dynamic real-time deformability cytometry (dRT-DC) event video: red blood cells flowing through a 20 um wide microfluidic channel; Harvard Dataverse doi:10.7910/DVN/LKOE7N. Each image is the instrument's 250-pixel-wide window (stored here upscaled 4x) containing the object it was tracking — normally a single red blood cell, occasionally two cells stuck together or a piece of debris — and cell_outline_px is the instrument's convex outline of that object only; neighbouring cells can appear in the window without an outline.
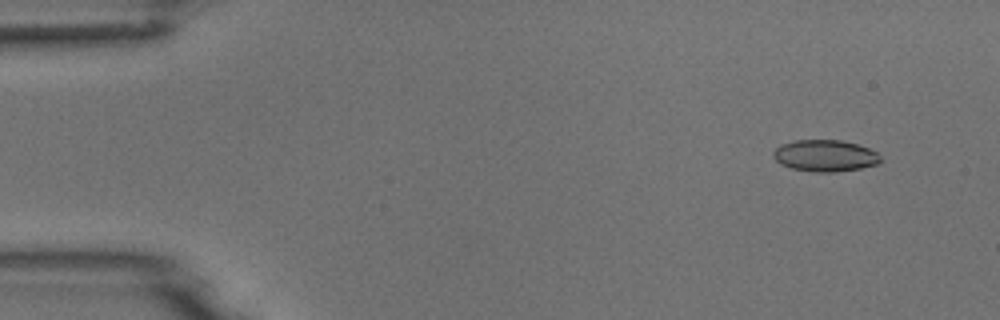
{"species": "common noctule bat (a hibernating species)", "species_latin": "Nyctalus noctula", "temperature_condition": "room temperature", "stored_images_in_passage": 5, "camera_frame_rate_fps": 3000, "um_per_image_px": 0.085, "animal": {"sex": "male", "body_mass_g": 18.8}, "frame": {"image": 1, "passage_image": 2, "time_ms": 1.0, "image_size_px": [1000, 320], "cell_outline_px": [[880, 160], [876, 164], [860, 168], [836, 172], [816, 172], [792, 168], [780, 164], [772, 156], [772, 152], [780, 144], [796, 140], [840, 140], [856, 144], [868, 148], [876, 152], [880, 156]], "centroid_in_image_um": [70.09, 13.23], "position_along_channel_um": 14.9, "area_um2": 19.65}}
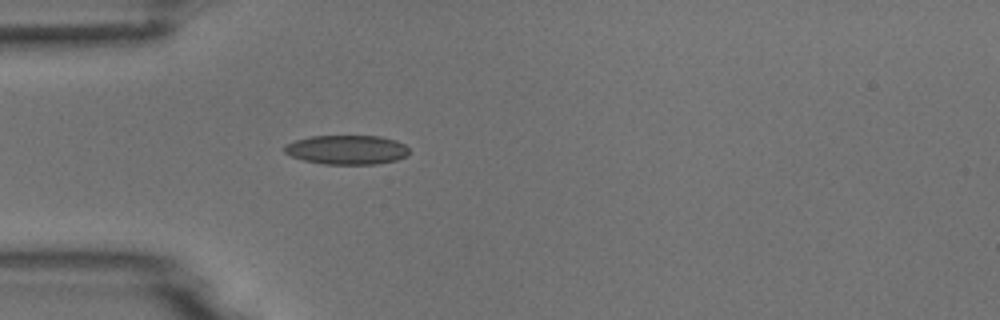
{"frame": {"image": 2, "passage_image": 5, "time_ms": 4.667, "image_size_px": [1000, 320], "cell_outline_px": [[408, 156], [396, 160], [376, 164], [324, 164], [304, 160], [292, 156], [284, 152], [284, 148], [288, 144], [296, 140], [312, 136], [380, 136], [396, 140], [404, 144], [408, 148]], "centroid_in_image_um": [29.52, 12.73], "position_along_channel_um": 55.5, "area_um2": 21.15}}